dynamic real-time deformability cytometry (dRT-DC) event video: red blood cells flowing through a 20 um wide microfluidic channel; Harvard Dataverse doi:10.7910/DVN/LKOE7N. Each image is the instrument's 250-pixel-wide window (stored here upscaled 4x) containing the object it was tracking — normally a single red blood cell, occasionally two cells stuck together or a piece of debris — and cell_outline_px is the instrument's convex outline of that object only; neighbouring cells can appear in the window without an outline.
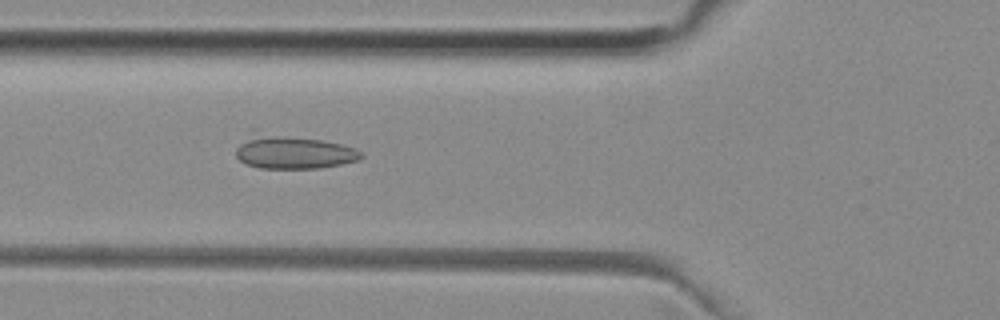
{"species": "common noctule bat (a hibernating species)", "species_latin": "Nyctalus noctula", "temperature_condition": "room temperature", "stored_images_in_passage": 48, "camera_frame_rate_fps": 3000, "um_per_image_px": 0.085, "animal": {"sex": "female", "body_mass_g": 29.2, "forearm_length_mm": 56.3}, "frame": {"image": 1, "passage_image": 19, "time_ms": 6.0, "image_size_px": [1000, 320], "cell_outline_px": [[364, 156], [360, 160], [320, 168], [260, 168], [248, 164], [240, 160], [236, 156], [236, 148], [248, 128], [256, 128], [320, 140], [340, 144], [356, 148]], "centroid_in_image_um": [24.78, 12.84], "position_along_channel_um": 101.0, "area_um2": 25.61}}
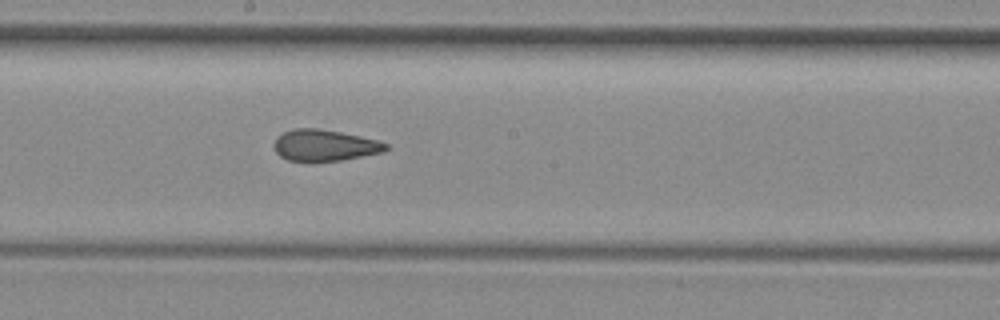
{"frame": {"image": 2, "passage_image": 28, "time_ms": 9.0, "image_size_px": [1000, 320], "cell_outline_px": [[388, 148], [384, 152], [340, 160], [288, 160], [280, 156], [276, 152], [272, 144], [276, 136], [292, 128], [316, 128], [340, 132], [360, 136], [376, 140], [388, 144]], "centroid_in_image_um": [27.56, 12.33], "position_along_channel_um": 220.6, "area_um2": 20.23}}
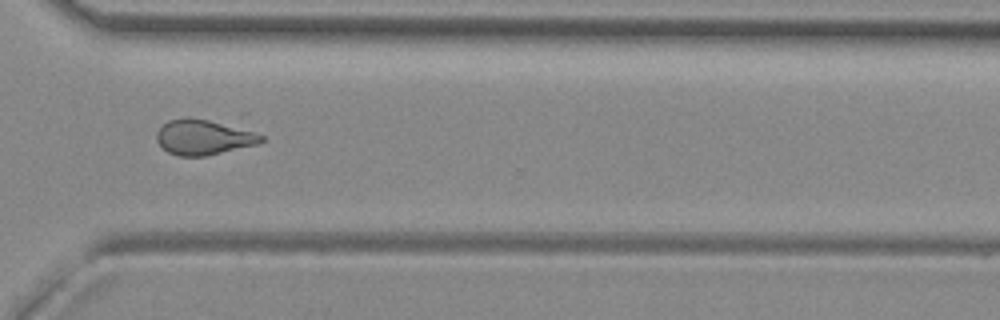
{"frame": {"image": 3, "passage_image": 38, "time_ms": 12.333, "image_size_px": [1000, 320], "cell_outline_px": [[264, 140], [256, 144], [204, 156], [180, 156], [168, 152], [156, 140], [156, 132], [168, 120], [188, 116], [208, 120], [252, 132], [264, 136]], "centroid_in_image_um": [17.23, 11.66], "position_along_channel_um": 353.4, "area_um2": 20.92}}